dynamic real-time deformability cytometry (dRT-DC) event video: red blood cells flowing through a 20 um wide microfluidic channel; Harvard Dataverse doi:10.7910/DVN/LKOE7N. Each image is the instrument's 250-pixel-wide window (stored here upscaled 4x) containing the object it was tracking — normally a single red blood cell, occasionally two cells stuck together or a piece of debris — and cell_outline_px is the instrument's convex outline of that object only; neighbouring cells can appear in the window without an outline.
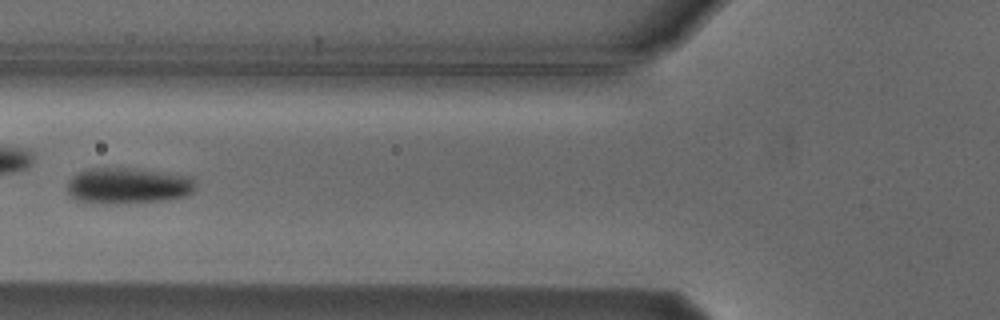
{"species": "Egyptian fruit bat (a non-hibernating species)", "species_latin": "Rousettus aegyptiacus", "temperature_condition": "cold", "stored_images_in_passage": 8, "camera_frame_rate_fps": 3000, "um_per_image_px": 0.085, "animal": {"sex": "male"}, "frame": {"image": 1, "passage_image": 7, "time_ms": 7.0, "image_size_px": [1000, 320], "cell_outline_px": [[196, 184], [192, 192], [184, 196], [164, 200], [108, 204], [92, 204], [76, 200], [68, 192], [68, 180], [72, 176], [88, 168], [124, 168], [192, 176], [196, 180]], "centroid_in_image_um": [10.85, 15.8], "position_along_channel_um": 115.0, "area_um2": 26.88}}
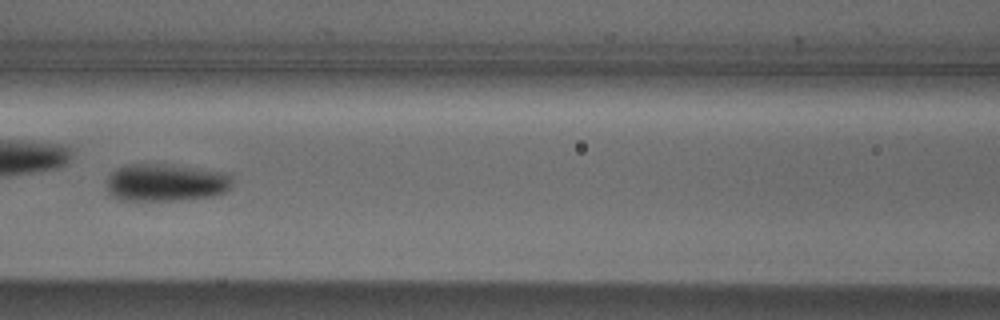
{"frame": {"image": 2, "passage_image": 8, "time_ms": 8.0, "image_size_px": [1000, 320], "cell_outline_px": [[232, 184], [224, 192], [212, 196], [180, 200], [120, 200], [112, 196], [108, 192], [108, 176], [116, 168], [128, 164], [148, 164], [224, 172], [232, 176]], "centroid_in_image_um": [14.06, 15.54], "position_along_channel_um": 152.5, "area_um2": 26.88}}